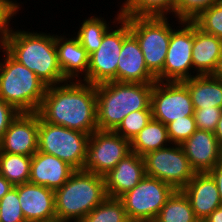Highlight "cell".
<instances>
[{
	"label": "cell",
	"mask_w": 222,
	"mask_h": 222,
	"mask_svg": "<svg viewBox=\"0 0 222 222\" xmlns=\"http://www.w3.org/2000/svg\"><path fill=\"white\" fill-rule=\"evenodd\" d=\"M151 108L153 119L164 125L185 119V116H194L190 93L182 82H154Z\"/></svg>",
	"instance_id": "13"
},
{
	"label": "cell",
	"mask_w": 222,
	"mask_h": 222,
	"mask_svg": "<svg viewBox=\"0 0 222 222\" xmlns=\"http://www.w3.org/2000/svg\"><path fill=\"white\" fill-rule=\"evenodd\" d=\"M182 191L200 222L222 205L216 182L208 172L195 173Z\"/></svg>",
	"instance_id": "19"
},
{
	"label": "cell",
	"mask_w": 222,
	"mask_h": 222,
	"mask_svg": "<svg viewBox=\"0 0 222 222\" xmlns=\"http://www.w3.org/2000/svg\"><path fill=\"white\" fill-rule=\"evenodd\" d=\"M213 77H215L218 80H222V54L218 59L217 65L215 70L211 74Z\"/></svg>",
	"instance_id": "41"
},
{
	"label": "cell",
	"mask_w": 222,
	"mask_h": 222,
	"mask_svg": "<svg viewBox=\"0 0 222 222\" xmlns=\"http://www.w3.org/2000/svg\"><path fill=\"white\" fill-rule=\"evenodd\" d=\"M80 222H131L119 198L107 197Z\"/></svg>",
	"instance_id": "29"
},
{
	"label": "cell",
	"mask_w": 222,
	"mask_h": 222,
	"mask_svg": "<svg viewBox=\"0 0 222 222\" xmlns=\"http://www.w3.org/2000/svg\"><path fill=\"white\" fill-rule=\"evenodd\" d=\"M32 156L0 152V174L13 186L28 183Z\"/></svg>",
	"instance_id": "27"
},
{
	"label": "cell",
	"mask_w": 222,
	"mask_h": 222,
	"mask_svg": "<svg viewBox=\"0 0 222 222\" xmlns=\"http://www.w3.org/2000/svg\"><path fill=\"white\" fill-rule=\"evenodd\" d=\"M55 44L58 53V63L63 77L67 81H81L87 76L89 54L74 36L67 38L55 34ZM81 74V75H80Z\"/></svg>",
	"instance_id": "21"
},
{
	"label": "cell",
	"mask_w": 222,
	"mask_h": 222,
	"mask_svg": "<svg viewBox=\"0 0 222 222\" xmlns=\"http://www.w3.org/2000/svg\"><path fill=\"white\" fill-rule=\"evenodd\" d=\"M111 28L106 19L90 16L83 20L75 37L90 55L96 51L102 43L104 34Z\"/></svg>",
	"instance_id": "28"
},
{
	"label": "cell",
	"mask_w": 222,
	"mask_h": 222,
	"mask_svg": "<svg viewBox=\"0 0 222 222\" xmlns=\"http://www.w3.org/2000/svg\"><path fill=\"white\" fill-rule=\"evenodd\" d=\"M182 83L188 88L194 109L222 108V80L212 75H196Z\"/></svg>",
	"instance_id": "23"
},
{
	"label": "cell",
	"mask_w": 222,
	"mask_h": 222,
	"mask_svg": "<svg viewBox=\"0 0 222 222\" xmlns=\"http://www.w3.org/2000/svg\"><path fill=\"white\" fill-rule=\"evenodd\" d=\"M174 191L167 183L145 175L133 189L119 199L131 222L154 221Z\"/></svg>",
	"instance_id": "9"
},
{
	"label": "cell",
	"mask_w": 222,
	"mask_h": 222,
	"mask_svg": "<svg viewBox=\"0 0 222 222\" xmlns=\"http://www.w3.org/2000/svg\"><path fill=\"white\" fill-rule=\"evenodd\" d=\"M5 49L15 60L34 72L47 86L67 82L58 63L54 34L12 29Z\"/></svg>",
	"instance_id": "2"
},
{
	"label": "cell",
	"mask_w": 222,
	"mask_h": 222,
	"mask_svg": "<svg viewBox=\"0 0 222 222\" xmlns=\"http://www.w3.org/2000/svg\"><path fill=\"white\" fill-rule=\"evenodd\" d=\"M90 135L45 122L39 116L38 151L54 155L75 170H82Z\"/></svg>",
	"instance_id": "7"
},
{
	"label": "cell",
	"mask_w": 222,
	"mask_h": 222,
	"mask_svg": "<svg viewBox=\"0 0 222 222\" xmlns=\"http://www.w3.org/2000/svg\"><path fill=\"white\" fill-rule=\"evenodd\" d=\"M14 187L18 190L26 222H48L57 219L54 190L29 182Z\"/></svg>",
	"instance_id": "16"
},
{
	"label": "cell",
	"mask_w": 222,
	"mask_h": 222,
	"mask_svg": "<svg viewBox=\"0 0 222 222\" xmlns=\"http://www.w3.org/2000/svg\"><path fill=\"white\" fill-rule=\"evenodd\" d=\"M142 156L131 152L104 175L107 197L119 198L133 189L145 176Z\"/></svg>",
	"instance_id": "17"
},
{
	"label": "cell",
	"mask_w": 222,
	"mask_h": 222,
	"mask_svg": "<svg viewBox=\"0 0 222 222\" xmlns=\"http://www.w3.org/2000/svg\"><path fill=\"white\" fill-rule=\"evenodd\" d=\"M222 115V108L211 107L194 109V118L197 129L214 132Z\"/></svg>",
	"instance_id": "36"
},
{
	"label": "cell",
	"mask_w": 222,
	"mask_h": 222,
	"mask_svg": "<svg viewBox=\"0 0 222 222\" xmlns=\"http://www.w3.org/2000/svg\"><path fill=\"white\" fill-rule=\"evenodd\" d=\"M203 222H222V205L216 208Z\"/></svg>",
	"instance_id": "39"
},
{
	"label": "cell",
	"mask_w": 222,
	"mask_h": 222,
	"mask_svg": "<svg viewBox=\"0 0 222 222\" xmlns=\"http://www.w3.org/2000/svg\"><path fill=\"white\" fill-rule=\"evenodd\" d=\"M222 0H176L175 18L177 22L192 21L202 11Z\"/></svg>",
	"instance_id": "33"
},
{
	"label": "cell",
	"mask_w": 222,
	"mask_h": 222,
	"mask_svg": "<svg viewBox=\"0 0 222 222\" xmlns=\"http://www.w3.org/2000/svg\"><path fill=\"white\" fill-rule=\"evenodd\" d=\"M116 21V22H115ZM114 25L103 36L99 48L89 55L87 76L81 80L92 85L110 81L117 82V65L123 40L130 34L129 23L121 17L120 9L115 15Z\"/></svg>",
	"instance_id": "8"
},
{
	"label": "cell",
	"mask_w": 222,
	"mask_h": 222,
	"mask_svg": "<svg viewBox=\"0 0 222 222\" xmlns=\"http://www.w3.org/2000/svg\"><path fill=\"white\" fill-rule=\"evenodd\" d=\"M129 153L130 141L115 131L97 129L89 137L82 170L104 176Z\"/></svg>",
	"instance_id": "11"
},
{
	"label": "cell",
	"mask_w": 222,
	"mask_h": 222,
	"mask_svg": "<svg viewBox=\"0 0 222 222\" xmlns=\"http://www.w3.org/2000/svg\"><path fill=\"white\" fill-rule=\"evenodd\" d=\"M192 22L205 33L222 39V1L202 11Z\"/></svg>",
	"instance_id": "31"
},
{
	"label": "cell",
	"mask_w": 222,
	"mask_h": 222,
	"mask_svg": "<svg viewBox=\"0 0 222 222\" xmlns=\"http://www.w3.org/2000/svg\"><path fill=\"white\" fill-rule=\"evenodd\" d=\"M170 144L166 125L153 118L130 142L131 152L137 153L139 156H144Z\"/></svg>",
	"instance_id": "24"
},
{
	"label": "cell",
	"mask_w": 222,
	"mask_h": 222,
	"mask_svg": "<svg viewBox=\"0 0 222 222\" xmlns=\"http://www.w3.org/2000/svg\"><path fill=\"white\" fill-rule=\"evenodd\" d=\"M75 169L58 157L37 151L31 160L29 183L56 190L71 176Z\"/></svg>",
	"instance_id": "20"
},
{
	"label": "cell",
	"mask_w": 222,
	"mask_h": 222,
	"mask_svg": "<svg viewBox=\"0 0 222 222\" xmlns=\"http://www.w3.org/2000/svg\"><path fill=\"white\" fill-rule=\"evenodd\" d=\"M20 6L22 5L16 0H0V47L5 46L7 38L12 32L10 21L20 11Z\"/></svg>",
	"instance_id": "35"
},
{
	"label": "cell",
	"mask_w": 222,
	"mask_h": 222,
	"mask_svg": "<svg viewBox=\"0 0 222 222\" xmlns=\"http://www.w3.org/2000/svg\"><path fill=\"white\" fill-rule=\"evenodd\" d=\"M166 128L171 144L177 145H181L197 130L194 116L170 122Z\"/></svg>",
	"instance_id": "34"
},
{
	"label": "cell",
	"mask_w": 222,
	"mask_h": 222,
	"mask_svg": "<svg viewBox=\"0 0 222 222\" xmlns=\"http://www.w3.org/2000/svg\"><path fill=\"white\" fill-rule=\"evenodd\" d=\"M176 0H124L121 17H175Z\"/></svg>",
	"instance_id": "25"
},
{
	"label": "cell",
	"mask_w": 222,
	"mask_h": 222,
	"mask_svg": "<svg viewBox=\"0 0 222 222\" xmlns=\"http://www.w3.org/2000/svg\"><path fill=\"white\" fill-rule=\"evenodd\" d=\"M48 222H59L57 219L52 220V221H48Z\"/></svg>",
	"instance_id": "43"
},
{
	"label": "cell",
	"mask_w": 222,
	"mask_h": 222,
	"mask_svg": "<svg viewBox=\"0 0 222 222\" xmlns=\"http://www.w3.org/2000/svg\"><path fill=\"white\" fill-rule=\"evenodd\" d=\"M38 112H19L0 139V152L33 156L38 151Z\"/></svg>",
	"instance_id": "14"
},
{
	"label": "cell",
	"mask_w": 222,
	"mask_h": 222,
	"mask_svg": "<svg viewBox=\"0 0 222 222\" xmlns=\"http://www.w3.org/2000/svg\"><path fill=\"white\" fill-rule=\"evenodd\" d=\"M38 114L45 122L91 135L98 129L96 85L67 81L47 86Z\"/></svg>",
	"instance_id": "1"
},
{
	"label": "cell",
	"mask_w": 222,
	"mask_h": 222,
	"mask_svg": "<svg viewBox=\"0 0 222 222\" xmlns=\"http://www.w3.org/2000/svg\"><path fill=\"white\" fill-rule=\"evenodd\" d=\"M156 77L148 70L137 39L130 33L124 40L117 65V82L154 83Z\"/></svg>",
	"instance_id": "18"
},
{
	"label": "cell",
	"mask_w": 222,
	"mask_h": 222,
	"mask_svg": "<svg viewBox=\"0 0 222 222\" xmlns=\"http://www.w3.org/2000/svg\"><path fill=\"white\" fill-rule=\"evenodd\" d=\"M54 192L59 222H80L107 198L104 176L83 170H75Z\"/></svg>",
	"instance_id": "4"
},
{
	"label": "cell",
	"mask_w": 222,
	"mask_h": 222,
	"mask_svg": "<svg viewBox=\"0 0 222 222\" xmlns=\"http://www.w3.org/2000/svg\"><path fill=\"white\" fill-rule=\"evenodd\" d=\"M18 114L19 112L12 105L0 99V139Z\"/></svg>",
	"instance_id": "37"
},
{
	"label": "cell",
	"mask_w": 222,
	"mask_h": 222,
	"mask_svg": "<svg viewBox=\"0 0 222 222\" xmlns=\"http://www.w3.org/2000/svg\"><path fill=\"white\" fill-rule=\"evenodd\" d=\"M137 39L148 70L157 77L163 70L171 37L169 17H123Z\"/></svg>",
	"instance_id": "6"
},
{
	"label": "cell",
	"mask_w": 222,
	"mask_h": 222,
	"mask_svg": "<svg viewBox=\"0 0 222 222\" xmlns=\"http://www.w3.org/2000/svg\"><path fill=\"white\" fill-rule=\"evenodd\" d=\"M179 29L171 26V37L162 72L156 77L162 82H183L193 77V22L179 20ZM192 70V71H191Z\"/></svg>",
	"instance_id": "12"
},
{
	"label": "cell",
	"mask_w": 222,
	"mask_h": 222,
	"mask_svg": "<svg viewBox=\"0 0 222 222\" xmlns=\"http://www.w3.org/2000/svg\"><path fill=\"white\" fill-rule=\"evenodd\" d=\"M215 180L222 203V161L208 172Z\"/></svg>",
	"instance_id": "38"
},
{
	"label": "cell",
	"mask_w": 222,
	"mask_h": 222,
	"mask_svg": "<svg viewBox=\"0 0 222 222\" xmlns=\"http://www.w3.org/2000/svg\"><path fill=\"white\" fill-rule=\"evenodd\" d=\"M142 157L146 176L157 178L174 190H183L196 173L181 145L170 144Z\"/></svg>",
	"instance_id": "10"
},
{
	"label": "cell",
	"mask_w": 222,
	"mask_h": 222,
	"mask_svg": "<svg viewBox=\"0 0 222 222\" xmlns=\"http://www.w3.org/2000/svg\"><path fill=\"white\" fill-rule=\"evenodd\" d=\"M13 187V185L0 174V199Z\"/></svg>",
	"instance_id": "40"
},
{
	"label": "cell",
	"mask_w": 222,
	"mask_h": 222,
	"mask_svg": "<svg viewBox=\"0 0 222 222\" xmlns=\"http://www.w3.org/2000/svg\"><path fill=\"white\" fill-rule=\"evenodd\" d=\"M153 222H200L182 190H175Z\"/></svg>",
	"instance_id": "26"
},
{
	"label": "cell",
	"mask_w": 222,
	"mask_h": 222,
	"mask_svg": "<svg viewBox=\"0 0 222 222\" xmlns=\"http://www.w3.org/2000/svg\"><path fill=\"white\" fill-rule=\"evenodd\" d=\"M0 67V99L18 112H38L47 85L30 69L15 60L2 47Z\"/></svg>",
	"instance_id": "5"
},
{
	"label": "cell",
	"mask_w": 222,
	"mask_h": 222,
	"mask_svg": "<svg viewBox=\"0 0 222 222\" xmlns=\"http://www.w3.org/2000/svg\"><path fill=\"white\" fill-rule=\"evenodd\" d=\"M221 54L222 39L205 33L193 23V77L196 75H211Z\"/></svg>",
	"instance_id": "22"
},
{
	"label": "cell",
	"mask_w": 222,
	"mask_h": 222,
	"mask_svg": "<svg viewBox=\"0 0 222 222\" xmlns=\"http://www.w3.org/2000/svg\"><path fill=\"white\" fill-rule=\"evenodd\" d=\"M214 135L217 138V141L219 142L221 148H222V115L217 123L216 130L214 131Z\"/></svg>",
	"instance_id": "42"
},
{
	"label": "cell",
	"mask_w": 222,
	"mask_h": 222,
	"mask_svg": "<svg viewBox=\"0 0 222 222\" xmlns=\"http://www.w3.org/2000/svg\"><path fill=\"white\" fill-rule=\"evenodd\" d=\"M0 221L26 222L20 206L18 190L14 186L0 199Z\"/></svg>",
	"instance_id": "32"
},
{
	"label": "cell",
	"mask_w": 222,
	"mask_h": 222,
	"mask_svg": "<svg viewBox=\"0 0 222 222\" xmlns=\"http://www.w3.org/2000/svg\"><path fill=\"white\" fill-rule=\"evenodd\" d=\"M152 118V110H137L131 112L124 117L122 122L114 131L124 139L131 142Z\"/></svg>",
	"instance_id": "30"
},
{
	"label": "cell",
	"mask_w": 222,
	"mask_h": 222,
	"mask_svg": "<svg viewBox=\"0 0 222 222\" xmlns=\"http://www.w3.org/2000/svg\"><path fill=\"white\" fill-rule=\"evenodd\" d=\"M181 147L196 173L209 172L222 161V148L214 132L197 129Z\"/></svg>",
	"instance_id": "15"
},
{
	"label": "cell",
	"mask_w": 222,
	"mask_h": 222,
	"mask_svg": "<svg viewBox=\"0 0 222 222\" xmlns=\"http://www.w3.org/2000/svg\"><path fill=\"white\" fill-rule=\"evenodd\" d=\"M153 83L110 81L96 85L98 130L114 131L129 113L152 110Z\"/></svg>",
	"instance_id": "3"
}]
</instances>
